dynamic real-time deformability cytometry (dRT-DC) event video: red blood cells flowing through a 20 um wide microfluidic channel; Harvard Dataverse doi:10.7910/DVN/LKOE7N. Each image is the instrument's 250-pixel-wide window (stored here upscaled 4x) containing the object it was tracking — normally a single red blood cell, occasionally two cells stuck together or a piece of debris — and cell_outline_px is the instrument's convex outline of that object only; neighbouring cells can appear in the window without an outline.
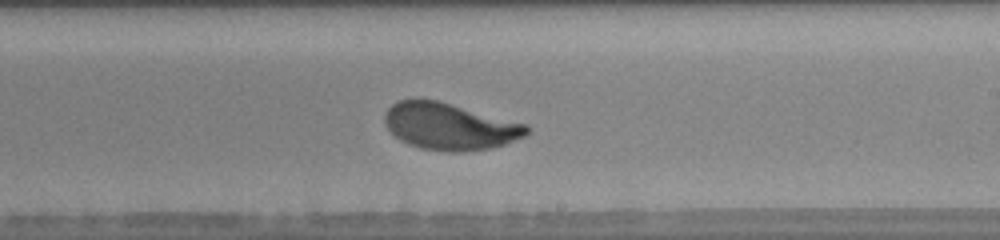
{"species": "human", "species_latin": "Homo sapiens", "temperature_condition": "warm", "stored_images_in_passage": 39, "camera_frame_rate_fps": 3000, "um_per_image_px": 0.085, "donor": {"sex": "female"}, "frame": {"image": 1, "passage_image": 28, "time_ms": 9.0, "image_size_px": [1000, 240], "cell_outline_px": [[532, 128], [524, 136], [504, 144], [492, 148], [460, 152], [444, 152], [420, 148], [408, 144], [400, 140], [384, 124], [384, 116], [388, 108], [392, 104], [400, 100], [420, 96], [436, 100], [528, 124]], "centroid_in_image_um": [38.2, 10.73], "position_along_channel_um": 250.8, "area_um2": 39.13}}